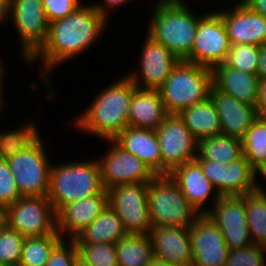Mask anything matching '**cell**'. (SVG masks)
Returning a JSON list of instances; mask_svg holds the SVG:
<instances>
[{
	"label": "cell",
	"mask_w": 266,
	"mask_h": 266,
	"mask_svg": "<svg viewBox=\"0 0 266 266\" xmlns=\"http://www.w3.org/2000/svg\"><path fill=\"white\" fill-rule=\"evenodd\" d=\"M86 3H82L66 17L49 23L45 44L27 62L31 65L42 61V69L38 75L41 82H45L44 86H47L48 91L45 94L49 100L57 96L56 90L51 86V71L58 65L83 55L101 36L103 38L105 29L108 28L109 20L99 13L91 2Z\"/></svg>",
	"instance_id": "obj_1"
},
{
	"label": "cell",
	"mask_w": 266,
	"mask_h": 266,
	"mask_svg": "<svg viewBox=\"0 0 266 266\" xmlns=\"http://www.w3.org/2000/svg\"><path fill=\"white\" fill-rule=\"evenodd\" d=\"M108 85L72 120L77 130L103 140L114 139L128 126L129 105L137 88L126 75Z\"/></svg>",
	"instance_id": "obj_2"
},
{
	"label": "cell",
	"mask_w": 266,
	"mask_h": 266,
	"mask_svg": "<svg viewBox=\"0 0 266 266\" xmlns=\"http://www.w3.org/2000/svg\"><path fill=\"white\" fill-rule=\"evenodd\" d=\"M93 195H108L97 159L52 163L47 198L56 213L70 202Z\"/></svg>",
	"instance_id": "obj_3"
},
{
	"label": "cell",
	"mask_w": 266,
	"mask_h": 266,
	"mask_svg": "<svg viewBox=\"0 0 266 266\" xmlns=\"http://www.w3.org/2000/svg\"><path fill=\"white\" fill-rule=\"evenodd\" d=\"M152 9L147 33L184 60L191 53L199 19L205 13L197 17L187 4L159 5Z\"/></svg>",
	"instance_id": "obj_4"
},
{
	"label": "cell",
	"mask_w": 266,
	"mask_h": 266,
	"mask_svg": "<svg viewBox=\"0 0 266 266\" xmlns=\"http://www.w3.org/2000/svg\"><path fill=\"white\" fill-rule=\"evenodd\" d=\"M213 72L207 67L180 60L158 90L167 114H179L210 97Z\"/></svg>",
	"instance_id": "obj_5"
},
{
	"label": "cell",
	"mask_w": 266,
	"mask_h": 266,
	"mask_svg": "<svg viewBox=\"0 0 266 266\" xmlns=\"http://www.w3.org/2000/svg\"><path fill=\"white\" fill-rule=\"evenodd\" d=\"M152 227H190L200 216L169 175H156L147 183Z\"/></svg>",
	"instance_id": "obj_6"
},
{
	"label": "cell",
	"mask_w": 266,
	"mask_h": 266,
	"mask_svg": "<svg viewBox=\"0 0 266 266\" xmlns=\"http://www.w3.org/2000/svg\"><path fill=\"white\" fill-rule=\"evenodd\" d=\"M39 136L25 150L8 159L21 196H47L52 160Z\"/></svg>",
	"instance_id": "obj_7"
},
{
	"label": "cell",
	"mask_w": 266,
	"mask_h": 266,
	"mask_svg": "<svg viewBox=\"0 0 266 266\" xmlns=\"http://www.w3.org/2000/svg\"><path fill=\"white\" fill-rule=\"evenodd\" d=\"M6 222L24 238L57 231L56 211L47 196H21L6 207Z\"/></svg>",
	"instance_id": "obj_8"
},
{
	"label": "cell",
	"mask_w": 266,
	"mask_h": 266,
	"mask_svg": "<svg viewBox=\"0 0 266 266\" xmlns=\"http://www.w3.org/2000/svg\"><path fill=\"white\" fill-rule=\"evenodd\" d=\"M9 21L18 33L20 55L27 64L48 37L49 22L42 0H10Z\"/></svg>",
	"instance_id": "obj_9"
},
{
	"label": "cell",
	"mask_w": 266,
	"mask_h": 266,
	"mask_svg": "<svg viewBox=\"0 0 266 266\" xmlns=\"http://www.w3.org/2000/svg\"><path fill=\"white\" fill-rule=\"evenodd\" d=\"M230 48L221 14L216 10L206 12L199 19L193 48L184 60L213 70L225 62Z\"/></svg>",
	"instance_id": "obj_10"
},
{
	"label": "cell",
	"mask_w": 266,
	"mask_h": 266,
	"mask_svg": "<svg viewBox=\"0 0 266 266\" xmlns=\"http://www.w3.org/2000/svg\"><path fill=\"white\" fill-rule=\"evenodd\" d=\"M155 131L161 149L162 175H169L176 166L195 160L198 140L177 114H168Z\"/></svg>",
	"instance_id": "obj_11"
},
{
	"label": "cell",
	"mask_w": 266,
	"mask_h": 266,
	"mask_svg": "<svg viewBox=\"0 0 266 266\" xmlns=\"http://www.w3.org/2000/svg\"><path fill=\"white\" fill-rule=\"evenodd\" d=\"M108 204L128 233L148 234L152 223L147 203V183L118 184L109 190Z\"/></svg>",
	"instance_id": "obj_12"
},
{
	"label": "cell",
	"mask_w": 266,
	"mask_h": 266,
	"mask_svg": "<svg viewBox=\"0 0 266 266\" xmlns=\"http://www.w3.org/2000/svg\"><path fill=\"white\" fill-rule=\"evenodd\" d=\"M106 153L96 158L100 167L102 184L105 190L126 183H148L156 175L138 157L121 148L113 139Z\"/></svg>",
	"instance_id": "obj_13"
},
{
	"label": "cell",
	"mask_w": 266,
	"mask_h": 266,
	"mask_svg": "<svg viewBox=\"0 0 266 266\" xmlns=\"http://www.w3.org/2000/svg\"><path fill=\"white\" fill-rule=\"evenodd\" d=\"M145 37L141 54L138 56L140 69H132L126 76L137 88L159 90L180 59L148 33Z\"/></svg>",
	"instance_id": "obj_14"
},
{
	"label": "cell",
	"mask_w": 266,
	"mask_h": 266,
	"mask_svg": "<svg viewBox=\"0 0 266 266\" xmlns=\"http://www.w3.org/2000/svg\"><path fill=\"white\" fill-rule=\"evenodd\" d=\"M206 215L221 229L230 250L252 244L242 196H220Z\"/></svg>",
	"instance_id": "obj_15"
},
{
	"label": "cell",
	"mask_w": 266,
	"mask_h": 266,
	"mask_svg": "<svg viewBox=\"0 0 266 266\" xmlns=\"http://www.w3.org/2000/svg\"><path fill=\"white\" fill-rule=\"evenodd\" d=\"M193 254L192 266H224L229 251L221 229L206 215L189 227Z\"/></svg>",
	"instance_id": "obj_16"
},
{
	"label": "cell",
	"mask_w": 266,
	"mask_h": 266,
	"mask_svg": "<svg viewBox=\"0 0 266 266\" xmlns=\"http://www.w3.org/2000/svg\"><path fill=\"white\" fill-rule=\"evenodd\" d=\"M235 3L231 8L217 10L221 14L230 44H266V17L253 12L242 1Z\"/></svg>",
	"instance_id": "obj_17"
},
{
	"label": "cell",
	"mask_w": 266,
	"mask_h": 266,
	"mask_svg": "<svg viewBox=\"0 0 266 266\" xmlns=\"http://www.w3.org/2000/svg\"><path fill=\"white\" fill-rule=\"evenodd\" d=\"M169 177L200 215L206 214L211 209L210 206L213 207L220 198L219 193L204 175L201 165L196 160L176 166L169 173Z\"/></svg>",
	"instance_id": "obj_18"
},
{
	"label": "cell",
	"mask_w": 266,
	"mask_h": 266,
	"mask_svg": "<svg viewBox=\"0 0 266 266\" xmlns=\"http://www.w3.org/2000/svg\"><path fill=\"white\" fill-rule=\"evenodd\" d=\"M148 234L155 259L176 266H192L189 227L156 226Z\"/></svg>",
	"instance_id": "obj_19"
},
{
	"label": "cell",
	"mask_w": 266,
	"mask_h": 266,
	"mask_svg": "<svg viewBox=\"0 0 266 266\" xmlns=\"http://www.w3.org/2000/svg\"><path fill=\"white\" fill-rule=\"evenodd\" d=\"M210 99L217 109L222 134L242 139L258 119L257 107L247 105L218 90L214 85Z\"/></svg>",
	"instance_id": "obj_20"
},
{
	"label": "cell",
	"mask_w": 266,
	"mask_h": 266,
	"mask_svg": "<svg viewBox=\"0 0 266 266\" xmlns=\"http://www.w3.org/2000/svg\"><path fill=\"white\" fill-rule=\"evenodd\" d=\"M107 204L108 195H93L64 205L56 213L57 232L63 239L76 238Z\"/></svg>",
	"instance_id": "obj_21"
},
{
	"label": "cell",
	"mask_w": 266,
	"mask_h": 266,
	"mask_svg": "<svg viewBox=\"0 0 266 266\" xmlns=\"http://www.w3.org/2000/svg\"><path fill=\"white\" fill-rule=\"evenodd\" d=\"M143 161L155 175H162V156L155 130L127 126L113 139Z\"/></svg>",
	"instance_id": "obj_22"
},
{
	"label": "cell",
	"mask_w": 266,
	"mask_h": 266,
	"mask_svg": "<svg viewBox=\"0 0 266 266\" xmlns=\"http://www.w3.org/2000/svg\"><path fill=\"white\" fill-rule=\"evenodd\" d=\"M213 85L221 92L238 101L257 107L259 76L248 74L225 63L217 65L213 70Z\"/></svg>",
	"instance_id": "obj_23"
},
{
	"label": "cell",
	"mask_w": 266,
	"mask_h": 266,
	"mask_svg": "<svg viewBox=\"0 0 266 266\" xmlns=\"http://www.w3.org/2000/svg\"><path fill=\"white\" fill-rule=\"evenodd\" d=\"M167 115L158 90H134L129 105L128 126L156 130Z\"/></svg>",
	"instance_id": "obj_24"
},
{
	"label": "cell",
	"mask_w": 266,
	"mask_h": 266,
	"mask_svg": "<svg viewBox=\"0 0 266 266\" xmlns=\"http://www.w3.org/2000/svg\"><path fill=\"white\" fill-rule=\"evenodd\" d=\"M128 232L118 214L109 204L102 210L82 232L73 240L75 243L116 244L125 237Z\"/></svg>",
	"instance_id": "obj_25"
},
{
	"label": "cell",
	"mask_w": 266,
	"mask_h": 266,
	"mask_svg": "<svg viewBox=\"0 0 266 266\" xmlns=\"http://www.w3.org/2000/svg\"><path fill=\"white\" fill-rule=\"evenodd\" d=\"M178 116L198 141L222 134L220 118L210 97L182 110Z\"/></svg>",
	"instance_id": "obj_26"
},
{
	"label": "cell",
	"mask_w": 266,
	"mask_h": 266,
	"mask_svg": "<svg viewBox=\"0 0 266 266\" xmlns=\"http://www.w3.org/2000/svg\"><path fill=\"white\" fill-rule=\"evenodd\" d=\"M115 248L118 266H146L155 259L149 234L128 233Z\"/></svg>",
	"instance_id": "obj_27"
},
{
	"label": "cell",
	"mask_w": 266,
	"mask_h": 266,
	"mask_svg": "<svg viewBox=\"0 0 266 266\" xmlns=\"http://www.w3.org/2000/svg\"><path fill=\"white\" fill-rule=\"evenodd\" d=\"M258 179L259 175L242 155L224 168V196H242L255 191L260 186Z\"/></svg>",
	"instance_id": "obj_28"
},
{
	"label": "cell",
	"mask_w": 266,
	"mask_h": 266,
	"mask_svg": "<svg viewBox=\"0 0 266 266\" xmlns=\"http://www.w3.org/2000/svg\"><path fill=\"white\" fill-rule=\"evenodd\" d=\"M242 155V140L221 134L199 140L198 155L195 160H211L230 164Z\"/></svg>",
	"instance_id": "obj_29"
},
{
	"label": "cell",
	"mask_w": 266,
	"mask_h": 266,
	"mask_svg": "<svg viewBox=\"0 0 266 266\" xmlns=\"http://www.w3.org/2000/svg\"><path fill=\"white\" fill-rule=\"evenodd\" d=\"M263 185L242 197L251 240L254 244L266 247V188Z\"/></svg>",
	"instance_id": "obj_30"
},
{
	"label": "cell",
	"mask_w": 266,
	"mask_h": 266,
	"mask_svg": "<svg viewBox=\"0 0 266 266\" xmlns=\"http://www.w3.org/2000/svg\"><path fill=\"white\" fill-rule=\"evenodd\" d=\"M241 140L244 157L260 175L266 169V121L258 117Z\"/></svg>",
	"instance_id": "obj_31"
},
{
	"label": "cell",
	"mask_w": 266,
	"mask_h": 266,
	"mask_svg": "<svg viewBox=\"0 0 266 266\" xmlns=\"http://www.w3.org/2000/svg\"><path fill=\"white\" fill-rule=\"evenodd\" d=\"M34 122L31 118L25 125L17 126L18 129L0 131V158L8 160L14 157L41 135L40 130L37 129V124Z\"/></svg>",
	"instance_id": "obj_32"
},
{
	"label": "cell",
	"mask_w": 266,
	"mask_h": 266,
	"mask_svg": "<svg viewBox=\"0 0 266 266\" xmlns=\"http://www.w3.org/2000/svg\"><path fill=\"white\" fill-rule=\"evenodd\" d=\"M62 239L57 231L47 236L24 238L18 266H45L52 250Z\"/></svg>",
	"instance_id": "obj_33"
},
{
	"label": "cell",
	"mask_w": 266,
	"mask_h": 266,
	"mask_svg": "<svg viewBox=\"0 0 266 266\" xmlns=\"http://www.w3.org/2000/svg\"><path fill=\"white\" fill-rule=\"evenodd\" d=\"M78 256L91 266H118L115 244L76 243Z\"/></svg>",
	"instance_id": "obj_34"
},
{
	"label": "cell",
	"mask_w": 266,
	"mask_h": 266,
	"mask_svg": "<svg viewBox=\"0 0 266 266\" xmlns=\"http://www.w3.org/2000/svg\"><path fill=\"white\" fill-rule=\"evenodd\" d=\"M259 46L250 44L231 45L225 64L248 74H257Z\"/></svg>",
	"instance_id": "obj_35"
},
{
	"label": "cell",
	"mask_w": 266,
	"mask_h": 266,
	"mask_svg": "<svg viewBox=\"0 0 266 266\" xmlns=\"http://www.w3.org/2000/svg\"><path fill=\"white\" fill-rule=\"evenodd\" d=\"M24 237L6 225L0 230V263L3 266H18Z\"/></svg>",
	"instance_id": "obj_36"
},
{
	"label": "cell",
	"mask_w": 266,
	"mask_h": 266,
	"mask_svg": "<svg viewBox=\"0 0 266 266\" xmlns=\"http://www.w3.org/2000/svg\"><path fill=\"white\" fill-rule=\"evenodd\" d=\"M265 253L266 247L252 243L230 250L224 266H266Z\"/></svg>",
	"instance_id": "obj_37"
},
{
	"label": "cell",
	"mask_w": 266,
	"mask_h": 266,
	"mask_svg": "<svg viewBox=\"0 0 266 266\" xmlns=\"http://www.w3.org/2000/svg\"><path fill=\"white\" fill-rule=\"evenodd\" d=\"M21 197L7 160L0 158V204L7 207Z\"/></svg>",
	"instance_id": "obj_38"
},
{
	"label": "cell",
	"mask_w": 266,
	"mask_h": 266,
	"mask_svg": "<svg viewBox=\"0 0 266 266\" xmlns=\"http://www.w3.org/2000/svg\"><path fill=\"white\" fill-rule=\"evenodd\" d=\"M77 256L78 249L75 241L62 239L52 250L45 266H73Z\"/></svg>",
	"instance_id": "obj_39"
},
{
	"label": "cell",
	"mask_w": 266,
	"mask_h": 266,
	"mask_svg": "<svg viewBox=\"0 0 266 266\" xmlns=\"http://www.w3.org/2000/svg\"><path fill=\"white\" fill-rule=\"evenodd\" d=\"M82 3L81 0H42L49 23L61 19L73 12Z\"/></svg>",
	"instance_id": "obj_40"
},
{
	"label": "cell",
	"mask_w": 266,
	"mask_h": 266,
	"mask_svg": "<svg viewBox=\"0 0 266 266\" xmlns=\"http://www.w3.org/2000/svg\"><path fill=\"white\" fill-rule=\"evenodd\" d=\"M203 170L204 175L212 183L220 196H224V168L226 164L211 160H196Z\"/></svg>",
	"instance_id": "obj_41"
},
{
	"label": "cell",
	"mask_w": 266,
	"mask_h": 266,
	"mask_svg": "<svg viewBox=\"0 0 266 266\" xmlns=\"http://www.w3.org/2000/svg\"><path fill=\"white\" fill-rule=\"evenodd\" d=\"M102 4L96 1L91 5L99 12L101 13L106 19L110 18V12L113 9L122 7L124 4H128L131 0H102ZM104 3V4H103ZM109 14V15H108Z\"/></svg>",
	"instance_id": "obj_42"
},
{
	"label": "cell",
	"mask_w": 266,
	"mask_h": 266,
	"mask_svg": "<svg viewBox=\"0 0 266 266\" xmlns=\"http://www.w3.org/2000/svg\"><path fill=\"white\" fill-rule=\"evenodd\" d=\"M257 113L259 118H266V78L259 80Z\"/></svg>",
	"instance_id": "obj_43"
},
{
	"label": "cell",
	"mask_w": 266,
	"mask_h": 266,
	"mask_svg": "<svg viewBox=\"0 0 266 266\" xmlns=\"http://www.w3.org/2000/svg\"><path fill=\"white\" fill-rule=\"evenodd\" d=\"M242 1L253 12L266 17V0H238Z\"/></svg>",
	"instance_id": "obj_44"
},
{
	"label": "cell",
	"mask_w": 266,
	"mask_h": 266,
	"mask_svg": "<svg viewBox=\"0 0 266 266\" xmlns=\"http://www.w3.org/2000/svg\"><path fill=\"white\" fill-rule=\"evenodd\" d=\"M257 75L259 76V79L266 78V44L259 46Z\"/></svg>",
	"instance_id": "obj_45"
},
{
	"label": "cell",
	"mask_w": 266,
	"mask_h": 266,
	"mask_svg": "<svg viewBox=\"0 0 266 266\" xmlns=\"http://www.w3.org/2000/svg\"><path fill=\"white\" fill-rule=\"evenodd\" d=\"M10 0H0V26L9 22Z\"/></svg>",
	"instance_id": "obj_46"
},
{
	"label": "cell",
	"mask_w": 266,
	"mask_h": 266,
	"mask_svg": "<svg viewBox=\"0 0 266 266\" xmlns=\"http://www.w3.org/2000/svg\"><path fill=\"white\" fill-rule=\"evenodd\" d=\"M174 4H187L184 0H158L154 6L159 5H174Z\"/></svg>",
	"instance_id": "obj_47"
},
{
	"label": "cell",
	"mask_w": 266,
	"mask_h": 266,
	"mask_svg": "<svg viewBox=\"0 0 266 266\" xmlns=\"http://www.w3.org/2000/svg\"><path fill=\"white\" fill-rule=\"evenodd\" d=\"M6 225V207L0 204V230H2Z\"/></svg>",
	"instance_id": "obj_48"
},
{
	"label": "cell",
	"mask_w": 266,
	"mask_h": 266,
	"mask_svg": "<svg viewBox=\"0 0 266 266\" xmlns=\"http://www.w3.org/2000/svg\"><path fill=\"white\" fill-rule=\"evenodd\" d=\"M146 266H176V265H173L172 263H166V262H162V261H159L157 259H154V261Z\"/></svg>",
	"instance_id": "obj_49"
},
{
	"label": "cell",
	"mask_w": 266,
	"mask_h": 266,
	"mask_svg": "<svg viewBox=\"0 0 266 266\" xmlns=\"http://www.w3.org/2000/svg\"><path fill=\"white\" fill-rule=\"evenodd\" d=\"M1 58H0V82L3 84V82L5 83V72H6V66L4 67V63L1 62ZM5 70V72H4Z\"/></svg>",
	"instance_id": "obj_50"
},
{
	"label": "cell",
	"mask_w": 266,
	"mask_h": 266,
	"mask_svg": "<svg viewBox=\"0 0 266 266\" xmlns=\"http://www.w3.org/2000/svg\"><path fill=\"white\" fill-rule=\"evenodd\" d=\"M73 266H91V265H89L83 259H81L79 256H77Z\"/></svg>",
	"instance_id": "obj_51"
},
{
	"label": "cell",
	"mask_w": 266,
	"mask_h": 266,
	"mask_svg": "<svg viewBox=\"0 0 266 266\" xmlns=\"http://www.w3.org/2000/svg\"><path fill=\"white\" fill-rule=\"evenodd\" d=\"M3 84L0 82V112H2L1 110L3 109V105H4V98H3Z\"/></svg>",
	"instance_id": "obj_52"
},
{
	"label": "cell",
	"mask_w": 266,
	"mask_h": 266,
	"mask_svg": "<svg viewBox=\"0 0 266 266\" xmlns=\"http://www.w3.org/2000/svg\"><path fill=\"white\" fill-rule=\"evenodd\" d=\"M259 176H261V178H259L260 181L262 179L266 180V169Z\"/></svg>",
	"instance_id": "obj_53"
}]
</instances>
